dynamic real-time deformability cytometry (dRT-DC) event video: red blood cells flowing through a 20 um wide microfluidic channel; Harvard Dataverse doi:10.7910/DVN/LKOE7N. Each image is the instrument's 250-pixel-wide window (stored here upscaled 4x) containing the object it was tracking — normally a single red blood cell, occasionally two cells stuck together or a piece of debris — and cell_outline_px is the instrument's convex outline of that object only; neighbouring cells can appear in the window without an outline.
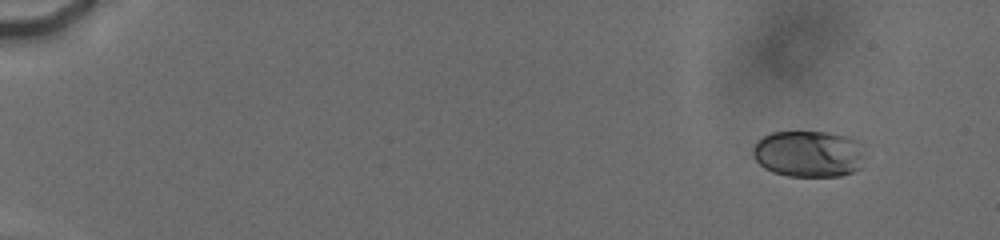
{"species": "human", "species_latin": "Homo sapiens", "temperature_condition": "cold", "stored_images_in_passage": 73, "camera_frame_rate_fps": 3000, "um_per_image_px": 0.085, "donor": {"sex": "male"}, "frame": {"image": 1, "passage_image": 7, "time_ms": 1.667, "image_size_px": [1000, 240], "cell_outline_px": [[864, 156], [860, 168], [852, 172], [840, 176], [788, 176], [772, 172], [764, 168], [752, 156], [752, 148], [756, 140], [772, 132], [828, 132], [848, 136], [860, 140], [864, 144]], "centroid_in_image_um": [68.76, 13.06], "position_along_channel_um": 16.2, "area_um2": 30.98}}
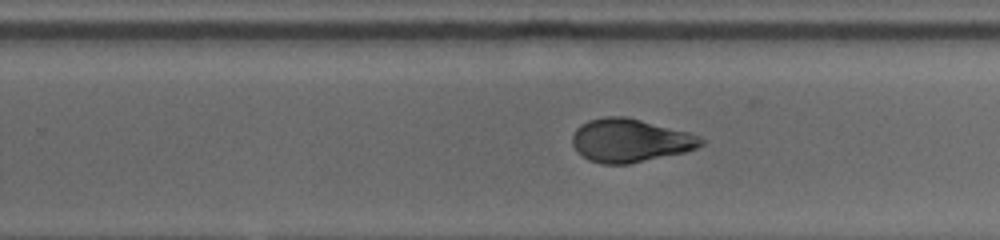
{"frame": {"image": 2, "passage_image": 50, "time_ms": 12.667, "image_size_px": [1000, 240], "cell_outline_px": [[708, 140], [704, 144], [696, 148], [684, 152], [628, 164], [600, 164], [588, 160], [572, 144], [572, 136], [576, 128], [580, 124], [588, 120], [608, 116], [624, 116], [688, 132], [700, 136]], "centroid_in_image_um": [53.57, 11.94], "position_along_channel_um": 276.2, "area_um2": 32.37}}
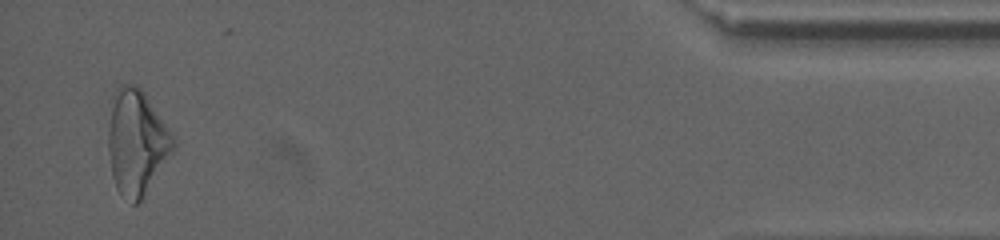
{"frame": {"image": 3, "passage_image": 72, "time_ms": 18.333, "image_size_px": [1000, 240], "cell_outline_px": [[176, 144], [172, 152], [140, 200], [136, 204], [132, 204], [116, 188], [112, 176], [108, 148], [108, 132], [112, 108], [116, 88], [120, 84], [136, 84], [144, 92], [172, 136]], "centroid_in_image_um": [11.59, 12.09], "position_along_channel_um": 423.6, "area_um2": 38.61}, "authors_computed_cell_mechanics": {"area_um2": 31.9634, "velocity_mm_per_s": 3.7849, "shape_relaxation_time_tau1_ms": 8.9097, "shape_relaxation_time_tau2_ms": 1.2714, "deformation_change_tau1": 0.1823, "deformation_change_tau2": 0.063}}